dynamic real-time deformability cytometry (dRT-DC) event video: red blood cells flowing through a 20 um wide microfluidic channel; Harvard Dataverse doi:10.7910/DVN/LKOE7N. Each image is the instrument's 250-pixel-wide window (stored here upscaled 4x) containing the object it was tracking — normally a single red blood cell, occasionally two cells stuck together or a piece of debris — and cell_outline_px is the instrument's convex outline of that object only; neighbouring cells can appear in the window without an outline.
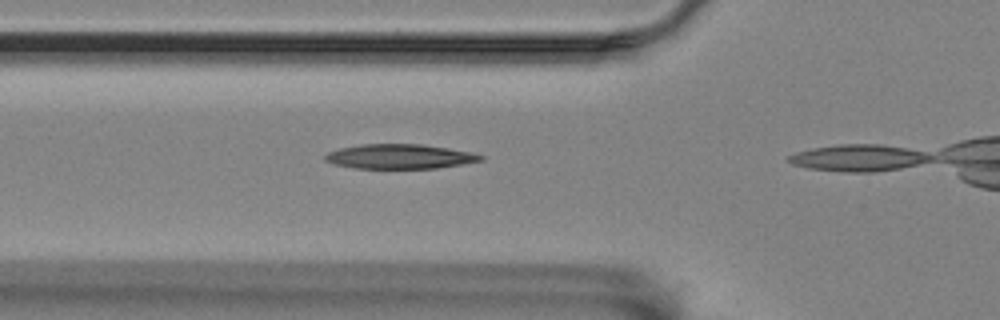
{"species": "Egyptian fruit bat (a non-hibernating species)", "species_latin": "Rousettus aegyptiacus", "temperature_condition": "room temperature", "stored_images_in_passage": 3, "camera_frame_rate_fps": 3000, "um_per_image_px": 0.085, "animal": {"sex": "female"}, "frame": {"image": 1, "passage_image": 2, "time_ms": 1.0, "image_size_px": [1000, 320], "cell_outline_px": [[484, 160], [436, 168], [356, 168], [332, 164], [324, 160], [324, 156], [328, 152], [340, 148], [360, 144], [420, 144], [448, 148], [472, 152], [484, 156]], "centroid_in_image_um": [33.95, 13.3], "position_along_channel_um": 91.9, "area_um2": 22.25}}